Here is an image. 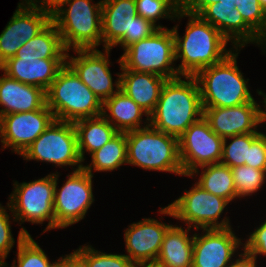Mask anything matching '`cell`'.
Instances as JSON below:
<instances>
[{
  "instance_id": "obj_7",
  "label": "cell",
  "mask_w": 266,
  "mask_h": 267,
  "mask_svg": "<svg viewBox=\"0 0 266 267\" xmlns=\"http://www.w3.org/2000/svg\"><path fill=\"white\" fill-rule=\"evenodd\" d=\"M184 193L168 206L160 207L158 213L170 216L173 219L181 220L185 226L193 228L197 232L202 229H224L231 226L230 217L222 216V213L229 201L213 195L200 187L196 182L189 190L184 189ZM221 220L219 221V219Z\"/></svg>"
},
{
  "instance_id": "obj_21",
  "label": "cell",
  "mask_w": 266,
  "mask_h": 267,
  "mask_svg": "<svg viewBox=\"0 0 266 267\" xmlns=\"http://www.w3.org/2000/svg\"><path fill=\"white\" fill-rule=\"evenodd\" d=\"M46 105V91L0 75V117L11 113L39 110Z\"/></svg>"
},
{
  "instance_id": "obj_2",
  "label": "cell",
  "mask_w": 266,
  "mask_h": 267,
  "mask_svg": "<svg viewBox=\"0 0 266 267\" xmlns=\"http://www.w3.org/2000/svg\"><path fill=\"white\" fill-rule=\"evenodd\" d=\"M184 78V79H182ZM203 117L200 87L195 76L167 79L162 87L149 124L155 129L180 137Z\"/></svg>"
},
{
  "instance_id": "obj_26",
  "label": "cell",
  "mask_w": 266,
  "mask_h": 267,
  "mask_svg": "<svg viewBox=\"0 0 266 267\" xmlns=\"http://www.w3.org/2000/svg\"><path fill=\"white\" fill-rule=\"evenodd\" d=\"M77 133L78 152L83 162L91 154L109 142L119 132L102 115L74 122Z\"/></svg>"
},
{
  "instance_id": "obj_3",
  "label": "cell",
  "mask_w": 266,
  "mask_h": 267,
  "mask_svg": "<svg viewBox=\"0 0 266 267\" xmlns=\"http://www.w3.org/2000/svg\"><path fill=\"white\" fill-rule=\"evenodd\" d=\"M240 51L241 48H235L224 60L195 75L202 107H231L255 101L249 90L250 79H245L237 66Z\"/></svg>"
},
{
  "instance_id": "obj_31",
  "label": "cell",
  "mask_w": 266,
  "mask_h": 267,
  "mask_svg": "<svg viewBox=\"0 0 266 267\" xmlns=\"http://www.w3.org/2000/svg\"><path fill=\"white\" fill-rule=\"evenodd\" d=\"M17 258L8 267H54L58 260L50 262L49 257L31 235H26L22 241L17 243Z\"/></svg>"
},
{
  "instance_id": "obj_22",
  "label": "cell",
  "mask_w": 266,
  "mask_h": 267,
  "mask_svg": "<svg viewBox=\"0 0 266 267\" xmlns=\"http://www.w3.org/2000/svg\"><path fill=\"white\" fill-rule=\"evenodd\" d=\"M117 61L121 71L120 89L150 116L156 108L167 79L153 73L121 69L120 58Z\"/></svg>"
},
{
  "instance_id": "obj_4",
  "label": "cell",
  "mask_w": 266,
  "mask_h": 267,
  "mask_svg": "<svg viewBox=\"0 0 266 267\" xmlns=\"http://www.w3.org/2000/svg\"><path fill=\"white\" fill-rule=\"evenodd\" d=\"M66 51L102 45V0H69L51 15Z\"/></svg>"
},
{
  "instance_id": "obj_8",
  "label": "cell",
  "mask_w": 266,
  "mask_h": 267,
  "mask_svg": "<svg viewBox=\"0 0 266 267\" xmlns=\"http://www.w3.org/2000/svg\"><path fill=\"white\" fill-rule=\"evenodd\" d=\"M122 68L136 72L153 73L173 79L181 76L175 59V39L172 28H158L149 37L123 50Z\"/></svg>"
},
{
  "instance_id": "obj_27",
  "label": "cell",
  "mask_w": 266,
  "mask_h": 267,
  "mask_svg": "<svg viewBox=\"0 0 266 267\" xmlns=\"http://www.w3.org/2000/svg\"><path fill=\"white\" fill-rule=\"evenodd\" d=\"M195 175H199L196 183L209 193L224 198L230 204L238 199L230 167L221 163L206 165L196 169L187 177L197 178Z\"/></svg>"
},
{
  "instance_id": "obj_34",
  "label": "cell",
  "mask_w": 266,
  "mask_h": 267,
  "mask_svg": "<svg viewBox=\"0 0 266 267\" xmlns=\"http://www.w3.org/2000/svg\"><path fill=\"white\" fill-rule=\"evenodd\" d=\"M8 210L11 214H8ZM10 220L17 222L9 202H7L6 207L0 203V265L7 263L5 259H7L9 253L13 249L15 241L19 243L26 235H30L27 229L22 226L18 232L17 240H15L11 230L12 221Z\"/></svg>"
},
{
  "instance_id": "obj_20",
  "label": "cell",
  "mask_w": 266,
  "mask_h": 267,
  "mask_svg": "<svg viewBox=\"0 0 266 267\" xmlns=\"http://www.w3.org/2000/svg\"><path fill=\"white\" fill-rule=\"evenodd\" d=\"M65 64L66 59L15 56L4 62L0 66V71L12 79L38 86L47 91Z\"/></svg>"
},
{
  "instance_id": "obj_39",
  "label": "cell",
  "mask_w": 266,
  "mask_h": 267,
  "mask_svg": "<svg viewBox=\"0 0 266 267\" xmlns=\"http://www.w3.org/2000/svg\"><path fill=\"white\" fill-rule=\"evenodd\" d=\"M248 166L266 170V139L262 135L248 149Z\"/></svg>"
},
{
  "instance_id": "obj_41",
  "label": "cell",
  "mask_w": 266,
  "mask_h": 267,
  "mask_svg": "<svg viewBox=\"0 0 266 267\" xmlns=\"http://www.w3.org/2000/svg\"><path fill=\"white\" fill-rule=\"evenodd\" d=\"M61 267H87L85 260L75 251L58 258Z\"/></svg>"
},
{
  "instance_id": "obj_13",
  "label": "cell",
  "mask_w": 266,
  "mask_h": 267,
  "mask_svg": "<svg viewBox=\"0 0 266 267\" xmlns=\"http://www.w3.org/2000/svg\"><path fill=\"white\" fill-rule=\"evenodd\" d=\"M178 145L185 177L200 167L220 163L223 138L212 131L204 117L178 137Z\"/></svg>"
},
{
  "instance_id": "obj_19",
  "label": "cell",
  "mask_w": 266,
  "mask_h": 267,
  "mask_svg": "<svg viewBox=\"0 0 266 267\" xmlns=\"http://www.w3.org/2000/svg\"><path fill=\"white\" fill-rule=\"evenodd\" d=\"M260 107L256 101L231 107H203V117L223 139L230 136L261 133Z\"/></svg>"
},
{
  "instance_id": "obj_37",
  "label": "cell",
  "mask_w": 266,
  "mask_h": 267,
  "mask_svg": "<svg viewBox=\"0 0 266 267\" xmlns=\"http://www.w3.org/2000/svg\"><path fill=\"white\" fill-rule=\"evenodd\" d=\"M248 238L243 243V252L258 261V255L266 257V220L255 227V230L246 235Z\"/></svg>"
},
{
  "instance_id": "obj_24",
  "label": "cell",
  "mask_w": 266,
  "mask_h": 267,
  "mask_svg": "<svg viewBox=\"0 0 266 267\" xmlns=\"http://www.w3.org/2000/svg\"><path fill=\"white\" fill-rule=\"evenodd\" d=\"M102 116L120 133L149 125V115L121 89L103 102Z\"/></svg>"
},
{
  "instance_id": "obj_47",
  "label": "cell",
  "mask_w": 266,
  "mask_h": 267,
  "mask_svg": "<svg viewBox=\"0 0 266 267\" xmlns=\"http://www.w3.org/2000/svg\"><path fill=\"white\" fill-rule=\"evenodd\" d=\"M54 267H61L58 263Z\"/></svg>"
},
{
  "instance_id": "obj_5",
  "label": "cell",
  "mask_w": 266,
  "mask_h": 267,
  "mask_svg": "<svg viewBox=\"0 0 266 267\" xmlns=\"http://www.w3.org/2000/svg\"><path fill=\"white\" fill-rule=\"evenodd\" d=\"M126 140L127 165L184 176L178 137L159 131L149 124L127 132Z\"/></svg>"
},
{
  "instance_id": "obj_33",
  "label": "cell",
  "mask_w": 266,
  "mask_h": 267,
  "mask_svg": "<svg viewBox=\"0 0 266 267\" xmlns=\"http://www.w3.org/2000/svg\"><path fill=\"white\" fill-rule=\"evenodd\" d=\"M238 198L253 196L266 183V170L254 169L248 165L231 168Z\"/></svg>"
},
{
  "instance_id": "obj_12",
  "label": "cell",
  "mask_w": 266,
  "mask_h": 267,
  "mask_svg": "<svg viewBox=\"0 0 266 267\" xmlns=\"http://www.w3.org/2000/svg\"><path fill=\"white\" fill-rule=\"evenodd\" d=\"M103 50H72L77 56L69 55V51L66 53V64L102 103L117 93L121 84V72L115 73L117 79L114 82L109 68L111 65L109 57L112 49L104 48Z\"/></svg>"
},
{
  "instance_id": "obj_15",
  "label": "cell",
  "mask_w": 266,
  "mask_h": 267,
  "mask_svg": "<svg viewBox=\"0 0 266 267\" xmlns=\"http://www.w3.org/2000/svg\"><path fill=\"white\" fill-rule=\"evenodd\" d=\"M51 22V15L31 2H19L0 33V66L15 57L18 49Z\"/></svg>"
},
{
  "instance_id": "obj_16",
  "label": "cell",
  "mask_w": 266,
  "mask_h": 267,
  "mask_svg": "<svg viewBox=\"0 0 266 267\" xmlns=\"http://www.w3.org/2000/svg\"><path fill=\"white\" fill-rule=\"evenodd\" d=\"M232 229H202L201 234L195 231L192 267H228L236 255H241L238 250L243 251V239Z\"/></svg>"
},
{
  "instance_id": "obj_1",
  "label": "cell",
  "mask_w": 266,
  "mask_h": 267,
  "mask_svg": "<svg viewBox=\"0 0 266 267\" xmlns=\"http://www.w3.org/2000/svg\"><path fill=\"white\" fill-rule=\"evenodd\" d=\"M188 17L185 33L179 36V24L173 26L175 39V59L181 63L177 70L182 76H195L201 69L210 67L224 60L235 47L228 48L230 43L218 29L202 20L198 15L184 11L177 12L175 20Z\"/></svg>"
},
{
  "instance_id": "obj_25",
  "label": "cell",
  "mask_w": 266,
  "mask_h": 267,
  "mask_svg": "<svg viewBox=\"0 0 266 267\" xmlns=\"http://www.w3.org/2000/svg\"><path fill=\"white\" fill-rule=\"evenodd\" d=\"M191 228L172 224L166 231L160 253L152 267H192L193 239Z\"/></svg>"
},
{
  "instance_id": "obj_23",
  "label": "cell",
  "mask_w": 266,
  "mask_h": 267,
  "mask_svg": "<svg viewBox=\"0 0 266 267\" xmlns=\"http://www.w3.org/2000/svg\"><path fill=\"white\" fill-rule=\"evenodd\" d=\"M137 15L135 0H102V48L113 49L124 35H131Z\"/></svg>"
},
{
  "instance_id": "obj_35",
  "label": "cell",
  "mask_w": 266,
  "mask_h": 267,
  "mask_svg": "<svg viewBox=\"0 0 266 267\" xmlns=\"http://www.w3.org/2000/svg\"><path fill=\"white\" fill-rule=\"evenodd\" d=\"M75 251L85 260L87 267H136L125 254L102 252L90 244L81 245Z\"/></svg>"
},
{
  "instance_id": "obj_6",
  "label": "cell",
  "mask_w": 266,
  "mask_h": 267,
  "mask_svg": "<svg viewBox=\"0 0 266 267\" xmlns=\"http://www.w3.org/2000/svg\"><path fill=\"white\" fill-rule=\"evenodd\" d=\"M102 104L67 64L46 91V105L56 120L74 123L102 115Z\"/></svg>"
},
{
  "instance_id": "obj_28",
  "label": "cell",
  "mask_w": 266,
  "mask_h": 267,
  "mask_svg": "<svg viewBox=\"0 0 266 267\" xmlns=\"http://www.w3.org/2000/svg\"><path fill=\"white\" fill-rule=\"evenodd\" d=\"M66 49L56 25L51 21L36 36L24 43L16 57H38L39 59H66Z\"/></svg>"
},
{
  "instance_id": "obj_36",
  "label": "cell",
  "mask_w": 266,
  "mask_h": 267,
  "mask_svg": "<svg viewBox=\"0 0 266 267\" xmlns=\"http://www.w3.org/2000/svg\"><path fill=\"white\" fill-rule=\"evenodd\" d=\"M236 9L243 20L266 42V12L259 0H236Z\"/></svg>"
},
{
  "instance_id": "obj_14",
  "label": "cell",
  "mask_w": 266,
  "mask_h": 267,
  "mask_svg": "<svg viewBox=\"0 0 266 267\" xmlns=\"http://www.w3.org/2000/svg\"><path fill=\"white\" fill-rule=\"evenodd\" d=\"M52 110L45 105L39 110L11 113L0 117L2 150L21 156L54 120Z\"/></svg>"
},
{
  "instance_id": "obj_42",
  "label": "cell",
  "mask_w": 266,
  "mask_h": 267,
  "mask_svg": "<svg viewBox=\"0 0 266 267\" xmlns=\"http://www.w3.org/2000/svg\"><path fill=\"white\" fill-rule=\"evenodd\" d=\"M69 0H32L31 3L52 15Z\"/></svg>"
},
{
  "instance_id": "obj_45",
  "label": "cell",
  "mask_w": 266,
  "mask_h": 267,
  "mask_svg": "<svg viewBox=\"0 0 266 267\" xmlns=\"http://www.w3.org/2000/svg\"><path fill=\"white\" fill-rule=\"evenodd\" d=\"M260 6L266 12V0H259Z\"/></svg>"
},
{
  "instance_id": "obj_32",
  "label": "cell",
  "mask_w": 266,
  "mask_h": 267,
  "mask_svg": "<svg viewBox=\"0 0 266 267\" xmlns=\"http://www.w3.org/2000/svg\"><path fill=\"white\" fill-rule=\"evenodd\" d=\"M137 14L150 21L157 28H168L159 23V19L175 21L177 12L181 9L178 0H135Z\"/></svg>"
},
{
  "instance_id": "obj_10",
  "label": "cell",
  "mask_w": 266,
  "mask_h": 267,
  "mask_svg": "<svg viewBox=\"0 0 266 267\" xmlns=\"http://www.w3.org/2000/svg\"><path fill=\"white\" fill-rule=\"evenodd\" d=\"M23 160L46 162L55 167L83 168L74 123L54 119L21 155ZM76 167V168H75Z\"/></svg>"
},
{
  "instance_id": "obj_29",
  "label": "cell",
  "mask_w": 266,
  "mask_h": 267,
  "mask_svg": "<svg viewBox=\"0 0 266 267\" xmlns=\"http://www.w3.org/2000/svg\"><path fill=\"white\" fill-rule=\"evenodd\" d=\"M90 164L83 165V169L92 172H112L127 165L126 133H118L100 149L90 154Z\"/></svg>"
},
{
  "instance_id": "obj_18",
  "label": "cell",
  "mask_w": 266,
  "mask_h": 267,
  "mask_svg": "<svg viewBox=\"0 0 266 267\" xmlns=\"http://www.w3.org/2000/svg\"><path fill=\"white\" fill-rule=\"evenodd\" d=\"M198 16L218 29L232 47L242 49L250 43L260 47L262 54H266V42L243 20L233 3L210 4Z\"/></svg>"
},
{
  "instance_id": "obj_43",
  "label": "cell",
  "mask_w": 266,
  "mask_h": 267,
  "mask_svg": "<svg viewBox=\"0 0 266 267\" xmlns=\"http://www.w3.org/2000/svg\"><path fill=\"white\" fill-rule=\"evenodd\" d=\"M228 267H259V266L257 265V262L253 258L242 252V254L237 256V258Z\"/></svg>"
},
{
  "instance_id": "obj_44",
  "label": "cell",
  "mask_w": 266,
  "mask_h": 267,
  "mask_svg": "<svg viewBox=\"0 0 266 267\" xmlns=\"http://www.w3.org/2000/svg\"><path fill=\"white\" fill-rule=\"evenodd\" d=\"M256 93L258 94V96L263 97V100L260 101V103H262L260 107V125H263V127H265L264 124L266 125V97L264 96L262 90L257 89ZM261 135L266 139L265 132H261Z\"/></svg>"
},
{
  "instance_id": "obj_46",
  "label": "cell",
  "mask_w": 266,
  "mask_h": 267,
  "mask_svg": "<svg viewBox=\"0 0 266 267\" xmlns=\"http://www.w3.org/2000/svg\"><path fill=\"white\" fill-rule=\"evenodd\" d=\"M32 0H21V2H31Z\"/></svg>"
},
{
  "instance_id": "obj_30",
  "label": "cell",
  "mask_w": 266,
  "mask_h": 267,
  "mask_svg": "<svg viewBox=\"0 0 266 267\" xmlns=\"http://www.w3.org/2000/svg\"><path fill=\"white\" fill-rule=\"evenodd\" d=\"M260 135L246 133L224 138L220 163L230 168L248 165V149Z\"/></svg>"
},
{
  "instance_id": "obj_38",
  "label": "cell",
  "mask_w": 266,
  "mask_h": 267,
  "mask_svg": "<svg viewBox=\"0 0 266 267\" xmlns=\"http://www.w3.org/2000/svg\"><path fill=\"white\" fill-rule=\"evenodd\" d=\"M157 29L150 21L137 15L132 21L131 35H124L115 47L120 46L124 50L131 44L149 37Z\"/></svg>"
},
{
  "instance_id": "obj_9",
  "label": "cell",
  "mask_w": 266,
  "mask_h": 267,
  "mask_svg": "<svg viewBox=\"0 0 266 267\" xmlns=\"http://www.w3.org/2000/svg\"><path fill=\"white\" fill-rule=\"evenodd\" d=\"M13 188L8 202L19 226L24 222L42 226L48 221L43 233L55 229V172L30 182L13 181Z\"/></svg>"
},
{
  "instance_id": "obj_17",
  "label": "cell",
  "mask_w": 266,
  "mask_h": 267,
  "mask_svg": "<svg viewBox=\"0 0 266 267\" xmlns=\"http://www.w3.org/2000/svg\"><path fill=\"white\" fill-rule=\"evenodd\" d=\"M163 217L143 218L124 230L125 254L138 267H152L160 253L164 235L172 224Z\"/></svg>"
},
{
  "instance_id": "obj_11",
  "label": "cell",
  "mask_w": 266,
  "mask_h": 267,
  "mask_svg": "<svg viewBox=\"0 0 266 267\" xmlns=\"http://www.w3.org/2000/svg\"><path fill=\"white\" fill-rule=\"evenodd\" d=\"M60 173H55L54 214L55 229L67 227L85 219L88 210L94 204L93 180L83 168L69 173L67 181L59 188Z\"/></svg>"
},
{
  "instance_id": "obj_40",
  "label": "cell",
  "mask_w": 266,
  "mask_h": 267,
  "mask_svg": "<svg viewBox=\"0 0 266 267\" xmlns=\"http://www.w3.org/2000/svg\"><path fill=\"white\" fill-rule=\"evenodd\" d=\"M218 2L233 3L236 6V0H182L181 8L188 13L198 15L206 6Z\"/></svg>"
}]
</instances>
